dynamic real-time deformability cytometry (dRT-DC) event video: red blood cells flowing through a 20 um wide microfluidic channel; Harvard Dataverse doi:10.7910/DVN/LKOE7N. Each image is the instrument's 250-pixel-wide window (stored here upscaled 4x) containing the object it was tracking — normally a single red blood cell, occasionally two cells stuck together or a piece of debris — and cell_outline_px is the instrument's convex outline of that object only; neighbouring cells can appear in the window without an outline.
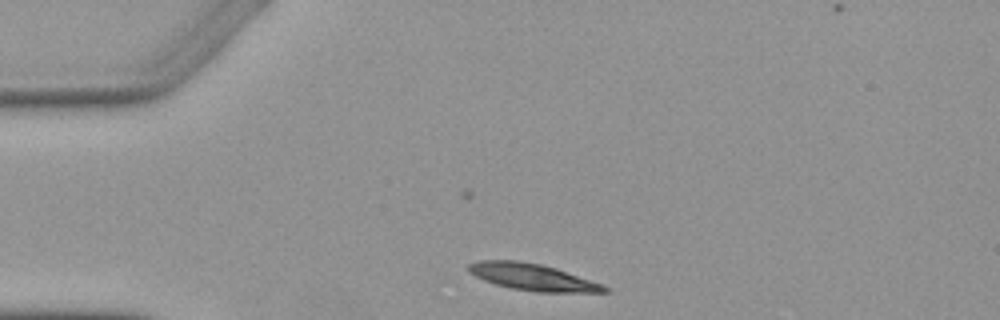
{"species": "Egyptian fruit bat (a non-hibernating species)", "species_latin": "Rousettus aegyptiacus", "temperature_condition": "warm", "stored_images_in_passage": 3, "camera_frame_rate_fps": 3000, "um_per_image_px": 0.085, "animal": {"sex": "female"}, "frame": {"image": 1, "passage_image": 1, "time_ms": 0.0, "image_size_px": [1000, 320], "cell_outline_px": [[608, 292], [536, 292], [512, 288], [496, 284], [484, 280], [468, 272], [468, 264], [480, 260], [520, 260], [540, 264], [556, 268], [604, 284], [608, 288]], "centroid_in_image_um": [45.28, 23.54], "position_along_channel_um": 39.7, "area_um2": 21.15}}